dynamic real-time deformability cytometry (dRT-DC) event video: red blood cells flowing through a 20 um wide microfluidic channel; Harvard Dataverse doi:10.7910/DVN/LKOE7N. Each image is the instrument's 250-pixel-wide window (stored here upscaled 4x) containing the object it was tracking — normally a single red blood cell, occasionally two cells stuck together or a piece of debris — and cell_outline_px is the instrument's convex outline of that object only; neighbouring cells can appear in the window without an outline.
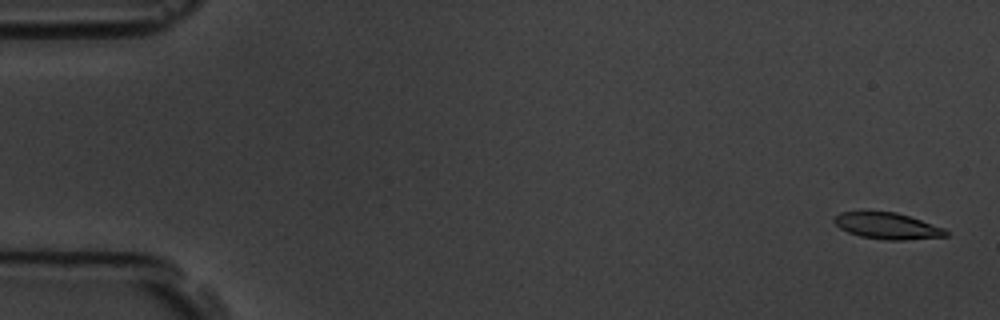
{"species": "common noctule bat (a hibernating species)", "species_latin": "Nyctalus noctula", "temperature_condition": "room temperature", "stored_images_in_passage": 6, "camera_frame_rate_fps": 3000, "um_per_image_px": 0.085, "animal": {"sex": "male", "body_mass_g": 19.5, "forearm_length_mm": 54.6}, "frame": {"image": 1, "passage_image": 1, "time_ms": 0.0, "image_size_px": [1000, 320], "cell_outline_px": [[948, 236], [904, 240], [884, 240], [860, 236], [848, 232], [840, 228], [832, 220], [840, 212], [896, 212], [944, 228], [948, 232]], "centroid_in_image_um": [75.42, 19.21], "position_along_channel_um": 9.6, "area_um2": 16.94}}